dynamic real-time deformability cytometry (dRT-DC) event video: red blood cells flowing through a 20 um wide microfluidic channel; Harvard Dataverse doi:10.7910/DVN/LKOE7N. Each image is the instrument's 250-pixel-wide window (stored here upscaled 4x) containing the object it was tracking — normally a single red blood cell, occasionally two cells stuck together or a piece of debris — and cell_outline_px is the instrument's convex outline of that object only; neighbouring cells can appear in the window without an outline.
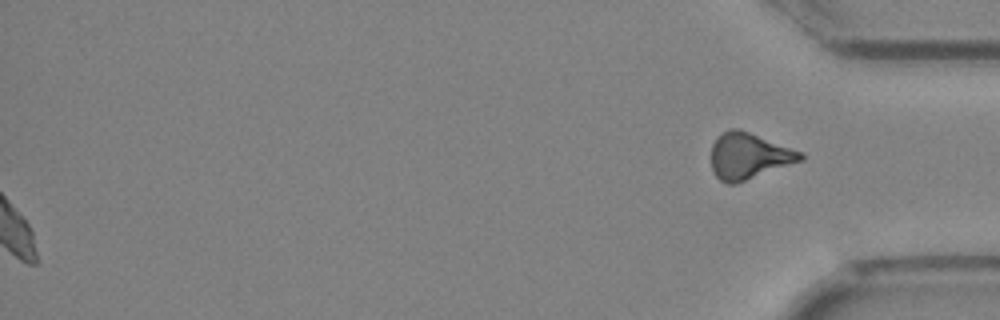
{"species": "Egyptian fruit bat (a non-hibernating species)", "species_latin": "Rousettus aegyptiacus", "temperature_condition": "cold", "stored_images_in_passage": 48, "segment_of_instrument_passage": [2, 2], "camera_frame_rate_fps": 3000, "um_per_image_px": 0.085, "animal": {"sex": "female"}, "frame": {"image": 1, "passage_image": 48, "time_ms": 15.667, "image_size_px": [1000, 320], "cell_outline_px": [[804, 160], [736, 184], [728, 184], [720, 180], [716, 176], [712, 168], [712, 144], [716, 136], [728, 128], [740, 128], [800, 152], [804, 156]], "centroid_in_image_um": [63.62, 13.26], "position_along_channel_um": 371.6, "area_um2": 24.04}}